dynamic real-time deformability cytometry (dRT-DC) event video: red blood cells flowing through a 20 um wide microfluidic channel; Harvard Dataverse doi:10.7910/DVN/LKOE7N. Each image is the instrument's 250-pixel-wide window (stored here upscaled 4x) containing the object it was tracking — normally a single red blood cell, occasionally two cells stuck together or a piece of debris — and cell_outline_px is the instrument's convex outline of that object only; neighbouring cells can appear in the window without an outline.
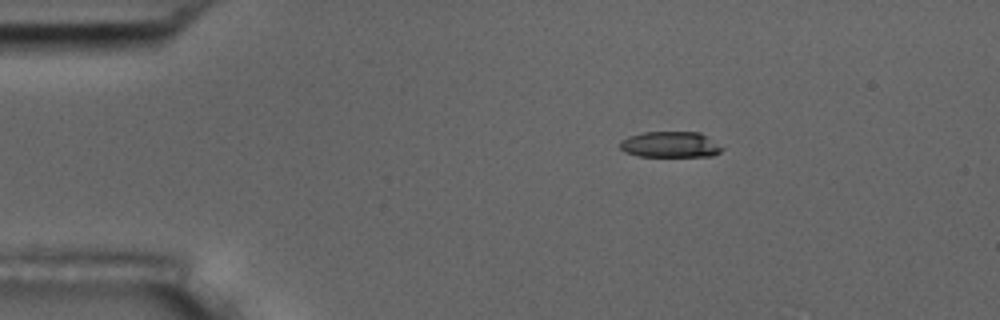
{"species": "common noctule bat (a hibernating species)", "species_latin": "Nyctalus noctula", "temperature_condition": "room temperature", "stored_images_in_passage": 3, "camera_frame_rate_fps": 3000, "um_per_image_px": 0.085, "animal": {"sex": "male", "body_mass_g": 17.5, "forearm_length_mm": 52.3}, "frame": {"image": 1, "passage_image": 1, "time_ms": 0.0, "image_size_px": [1000, 320], "cell_outline_px": [[724, 148], [720, 152], [712, 156], [640, 156], [624, 152], [620, 148], [620, 140], [628, 136], [644, 132], [700, 132]], "centroid_in_image_um": [56.95, 12.28], "position_along_channel_um": 28.0, "area_um2": 15.37}}